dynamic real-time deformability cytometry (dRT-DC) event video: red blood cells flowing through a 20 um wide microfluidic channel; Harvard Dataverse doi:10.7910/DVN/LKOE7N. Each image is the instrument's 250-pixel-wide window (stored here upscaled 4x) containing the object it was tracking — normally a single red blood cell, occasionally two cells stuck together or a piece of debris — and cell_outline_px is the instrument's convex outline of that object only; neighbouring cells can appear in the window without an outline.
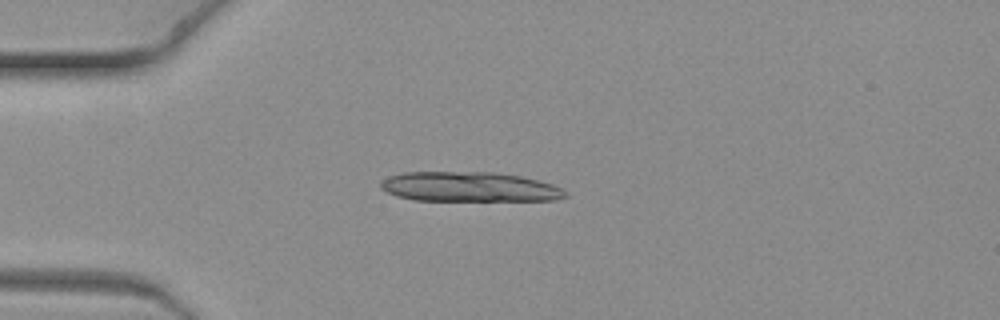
{"species": "common noctule bat (a hibernating species)", "species_latin": "Nyctalus noctula", "temperature_condition": "warm", "stored_images_in_passage": 8, "segment_of_instrument_passage": [1, 2], "camera_frame_rate_fps": 3000, "um_per_image_px": 0.085, "animal": {"sex": "female", "body_mass_g": 19.3, "forearm_length_mm": 54.1}, "frame": {"image": 1, "passage_image": 4, "time_ms": 1.0, "image_size_px": [1000, 320], "cell_outline_px": [[568, 196], [556, 200], [416, 200], [396, 196], [380, 188], [380, 180], [388, 176], [404, 172], [492, 172], [520, 176], [552, 184], [568, 192]], "centroid_in_image_um": [39.87, 15.88], "position_along_channel_um": 45.1, "area_um2": 31.96}}